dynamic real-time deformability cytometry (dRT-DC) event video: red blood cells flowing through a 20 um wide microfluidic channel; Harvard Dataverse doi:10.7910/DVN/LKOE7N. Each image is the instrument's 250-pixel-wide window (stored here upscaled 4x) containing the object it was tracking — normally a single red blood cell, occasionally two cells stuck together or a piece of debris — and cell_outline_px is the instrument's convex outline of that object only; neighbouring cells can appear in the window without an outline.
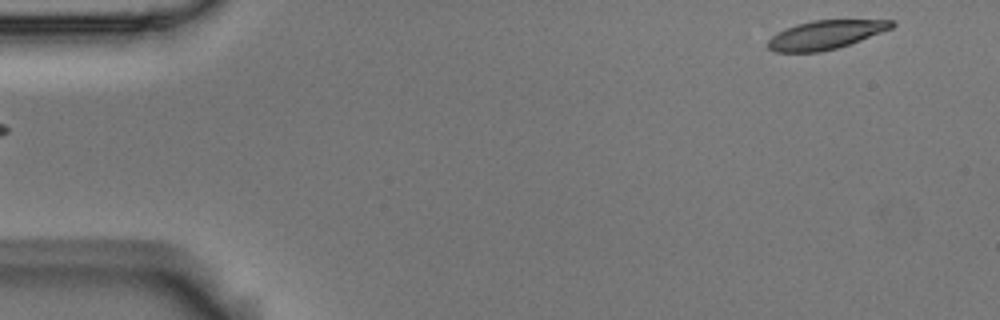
{"species": "Egyptian fruit bat (a non-hibernating species)", "species_latin": "Rousettus aegyptiacus", "temperature_condition": "room temperature", "stored_images_in_passage": 4, "segment_of_instrument_passage": [2, 2], "camera_frame_rate_fps": 3000, "um_per_image_px": 0.085, "animal": {"sex": "male"}, "frame": {"image": 1, "passage_image": 4, "time_ms": 1.0, "image_size_px": [1000, 320], "cell_outline_px": [[896, 24], [892, 28], [860, 40], [836, 48], [820, 52], [776, 52], [768, 48], [768, 40], [776, 32], [796, 24], [812, 20], [896, 20]], "centroid_in_image_um": [70.16, 2.95], "position_along_channel_um": 14.8, "area_um2": 20.63}}